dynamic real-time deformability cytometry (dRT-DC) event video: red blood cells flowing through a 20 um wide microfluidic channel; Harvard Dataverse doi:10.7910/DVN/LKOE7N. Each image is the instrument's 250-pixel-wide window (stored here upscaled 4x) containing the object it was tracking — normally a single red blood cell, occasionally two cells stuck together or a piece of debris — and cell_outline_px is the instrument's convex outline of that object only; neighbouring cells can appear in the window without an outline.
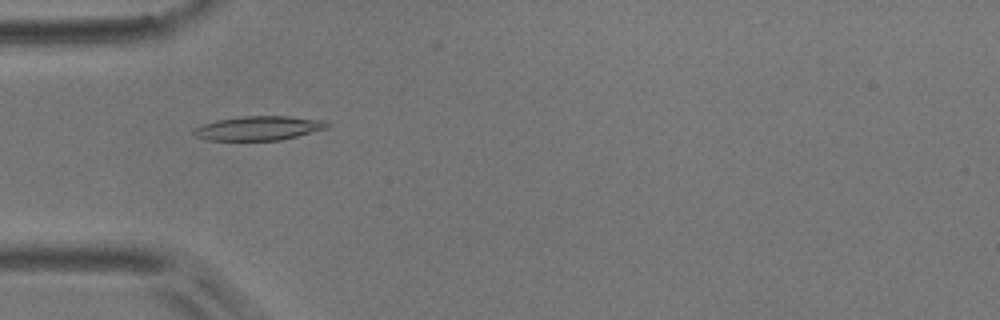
{"species": "common noctule bat (a hibernating species)", "species_latin": "Nyctalus noctula", "temperature_condition": "room temperature", "stored_images_in_passage": 5, "camera_frame_rate_fps": 3000, "um_per_image_px": 0.085, "animal": {"sex": "male", "body_mass_g": 17.9}, "frame": {"image": 1, "passage_image": 4, "time_ms": 5.0, "image_size_px": [1000, 320], "cell_outline_px": [[332, 124], [328, 128], [280, 140], [208, 140], [196, 136], [192, 132], [196, 128], [204, 124], [216, 120], [244, 116], [288, 116], [324, 120]], "centroid_in_image_um": [22.03, 10.89], "position_along_channel_um": 63.0, "area_um2": 18.67}}
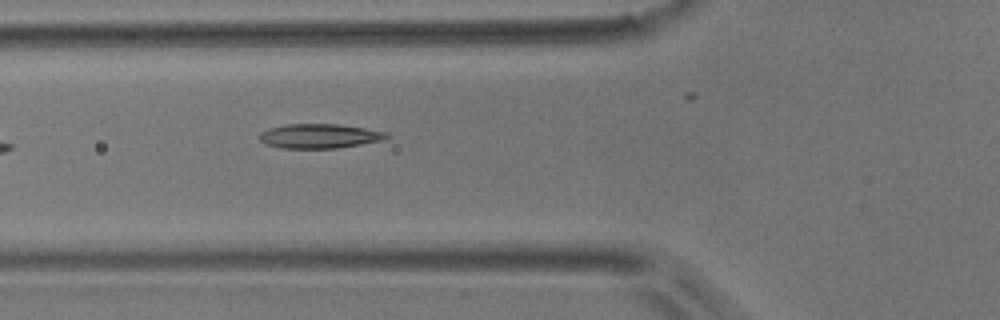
{"frame": {"image": 2, "passage_image": 5, "time_ms": 6.0, "image_size_px": [1000, 320], "cell_outline_px": [[388, 136], [384, 140], [336, 148], [280, 148], [264, 144], [256, 136], [260, 132], [268, 128], [288, 124], [336, 124], [364, 128], [384, 132]], "centroid_in_image_um": [27.06, 11.57], "position_along_channel_um": 98.7, "area_um2": 18.03}}